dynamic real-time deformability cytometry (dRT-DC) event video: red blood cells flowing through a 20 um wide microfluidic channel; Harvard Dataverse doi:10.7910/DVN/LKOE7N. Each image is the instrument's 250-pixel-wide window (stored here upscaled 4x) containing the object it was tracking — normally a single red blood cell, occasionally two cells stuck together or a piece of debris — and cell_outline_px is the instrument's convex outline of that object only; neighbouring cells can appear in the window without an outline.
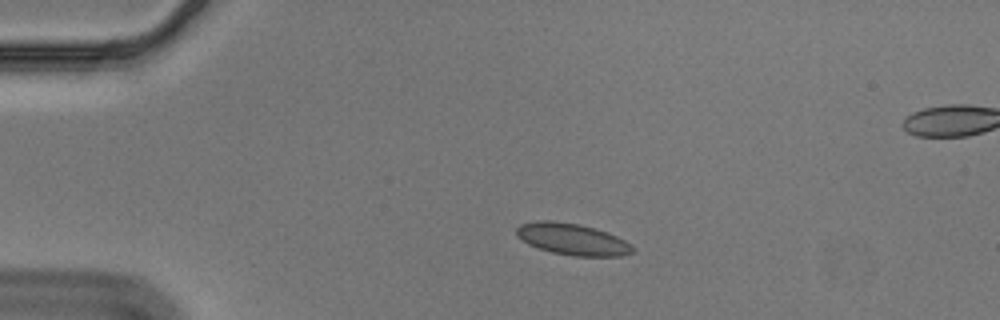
{"species": "Egyptian fruit bat (a non-hibernating species)", "species_latin": "Rousettus aegyptiacus", "temperature_condition": "cold", "stored_images_in_passage": 46, "camera_frame_rate_fps": 3000, "um_per_image_px": 0.085, "animal": {"sex": "male"}, "frame": {"image": 1, "passage_image": 1, "time_ms": 0.0, "image_size_px": [1000, 320], "cell_outline_px": [[636, 248], [632, 252], [620, 256], [572, 256], [552, 252], [528, 244], [516, 236], [516, 228], [520, 224], [536, 220], [552, 220], [580, 224], [608, 232], [632, 244]], "centroid_in_image_um": [48.64, 20.32], "position_along_channel_um": 36.4, "area_um2": 21.5}}
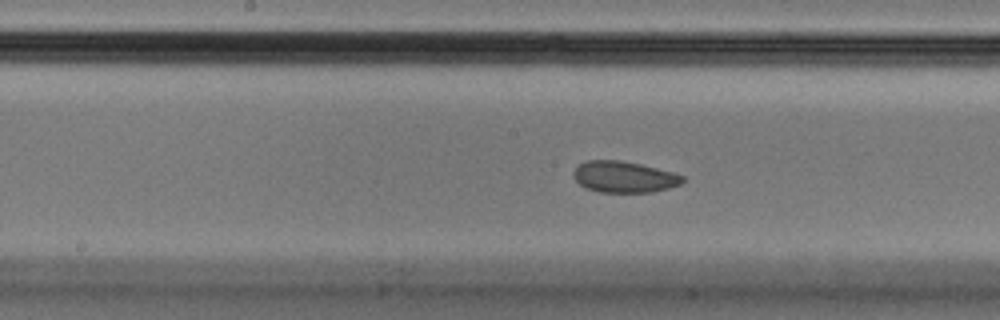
{"frame": {"image": 2, "passage_image": 18, "time_ms": 5.667, "image_size_px": [1000, 320], "cell_outline_px": [[684, 180], [680, 184], [668, 188], [652, 192], [600, 192], [588, 188], [580, 184], [572, 176], [572, 172], [580, 164], [588, 160], [620, 160], [640, 164], [672, 172], [684, 176]], "centroid_in_image_um": [53.04, 15.03], "position_along_channel_um": 195.2, "area_um2": 19.71}}
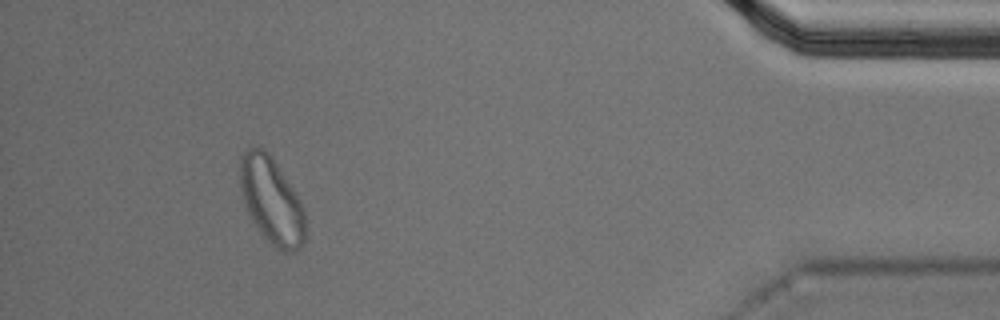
{"frame": {"image": 3, "passage_image": 41, "time_ms": 13.333, "image_size_px": [1000, 320], "cell_outline_px": [[304, 240], [300, 248], [296, 252], [284, 252], [276, 248], [264, 236], [248, 216], [244, 204], [240, 188], [240, 156], [248, 148], [264, 148], [268, 152], [300, 200], [304, 208]], "centroid_in_image_um": [23.06, 17.07], "position_along_channel_um": 412.1, "area_um2": 32.6}, "authors_computed_cell_mechanics": {"area_um2": 20.6924, "velocity_mm_per_s": 3.5393, "shape_relaxation_time_tau1_ms": 4.0749, "shape_relaxation_time_tau2_ms": 3.3484, "deformation_change_tau1": 0.0688, "deformation_change_tau2": 0.0453}}